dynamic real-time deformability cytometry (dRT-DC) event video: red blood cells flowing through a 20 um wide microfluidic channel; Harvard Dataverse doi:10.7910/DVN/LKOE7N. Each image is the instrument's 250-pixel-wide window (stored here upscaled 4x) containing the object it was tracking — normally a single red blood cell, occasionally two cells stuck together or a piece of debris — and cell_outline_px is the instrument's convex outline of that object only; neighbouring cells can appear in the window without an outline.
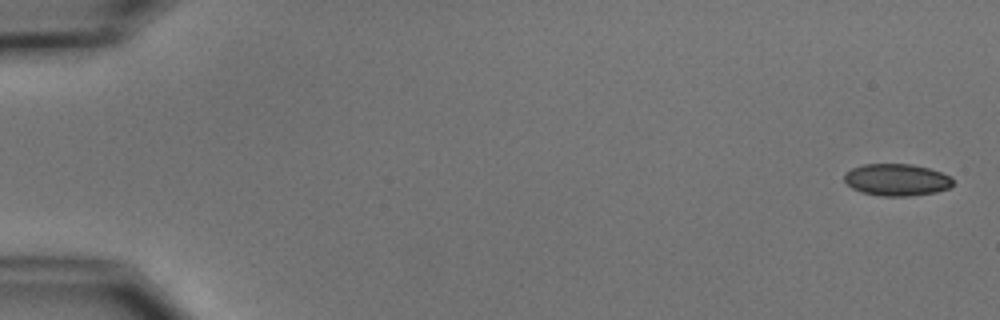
{"species": "common noctule bat (a hibernating species)", "species_latin": "Nyctalus noctula", "temperature_condition": "cold", "stored_images_in_passage": 8, "camera_frame_rate_fps": 3000, "um_per_image_px": 0.085, "animal": {"sex": "male", "body_mass_g": 15.6}, "frame": {"image": 1, "passage_image": 1, "time_ms": 0.0, "image_size_px": [1000, 320], "cell_outline_px": [[952, 184], [948, 188], [936, 192], [908, 196], [880, 196], [860, 192], [852, 188], [844, 180], [844, 172], [852, 168], [864, 164], [912, 164], [928, 168], [940, 172], [948, 176], [952, 180]], "centroid_in_image_um": [76.17, 15.28], "position_along_channel_um": 8.8, "area_um2": 20.17}}
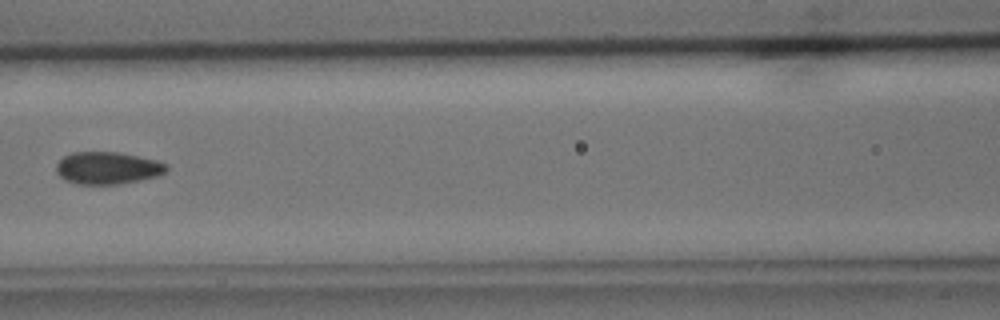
{"frame": {"image": 2, "passage_image": 7, "time_ms": 8.0, "image_size_px": [1000, 320], "cell_outline_px": [[168, 168], [160, 176], [120, 184], [76, 184], [64, 180], [56, 172], [56, 164], [64, 156], [72, 152], [116, 152], [156, 160], [168, 164]], "centroid_in_image_um": [9.14, 14.29], "position_along_channel_um": 157.5, "area_um2": 20.81}}
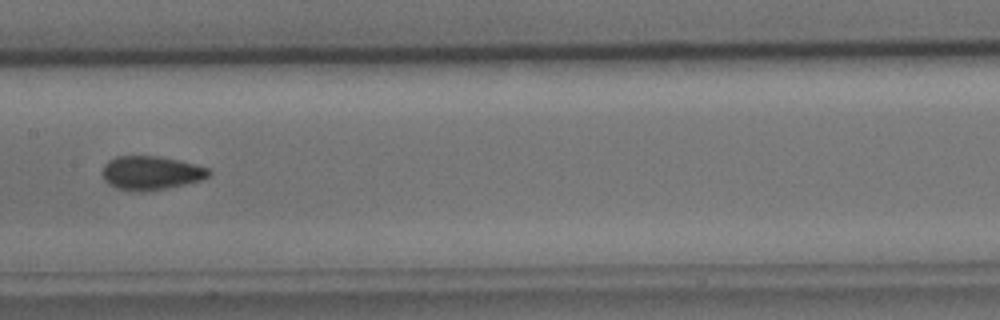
{"frame": {"image": 3, "passage_image": 8, "time_ms": 9.0, "image_size_px": [1000, 320], "cell_outline_px": [[212, 172], [208, 176], [200, 180], [184, 184], [164, 188], [116, 188], [108, 184], [104, 180], [100, 172], [104, 164], [108, 160], [116, 156], [160, 156], [180, 160], [208, 168]], "centroid_in_image_um": [12.81, 14.64], "position_along_channel_um": 194.6, "area_um2": 20.35}}